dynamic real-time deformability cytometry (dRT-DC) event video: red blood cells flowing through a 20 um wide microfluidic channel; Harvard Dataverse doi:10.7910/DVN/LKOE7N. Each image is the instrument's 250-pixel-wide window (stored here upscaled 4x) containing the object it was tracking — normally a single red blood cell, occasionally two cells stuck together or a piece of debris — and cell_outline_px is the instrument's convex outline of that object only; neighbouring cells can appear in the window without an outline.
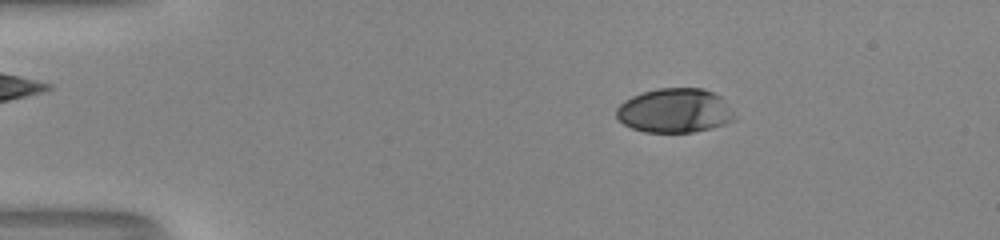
{"species": "human", "species_latin": "Homo sapiens", "temperature_condition": "room temperature", "stored_images_in_passage": 52, "camera_frame_rate_fps": 3000, "um_per_image_px": 0.085, "donor": {"sex": "male"}, "frame": {"image": 1, "passage_image": 9, "time_ms": 2.667, "image_size_px": [1000, 240], "cell_outline_px": [[736, 120], [712, 128], [692, 132], [644, 132], [632, 128], [624, 124], [616, 116], [616, 108], [624, 100], [632, 96], [656, 88], [704, 88], [720, 96], [724, 100], [736, 116]], "centroid_in_image_um": [57.36, 9.4], "position_along_channel_um": 27.6, "area_um2": 30.58}}
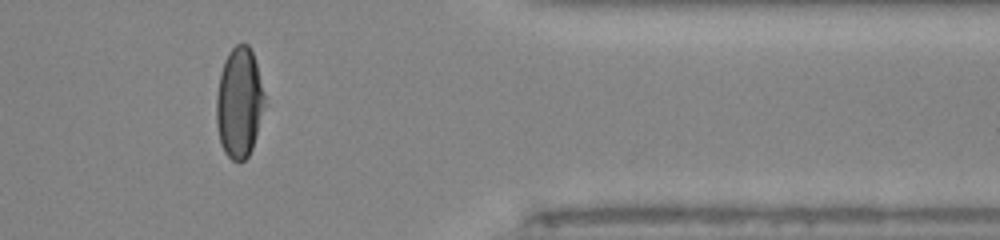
{"frame": {"image": 2, "passage_image": 43, "time_ms": 14.0, "image_size_px": [1000, 240], "cell_outline_px": [[268, 104], [252, 148], [248, 156], [244, 160], [232, 160], [224, 152], [220, 144], [216, 124], [216, 96], [220, 72], [224, 60], [228, 52], [236, 44], [248, 44], [252, 52], [256, 64]], "centroid_in_image_um": [20.35, 8.74], "position_along_channel_um": 391.0, "area_um2": 31.67}}
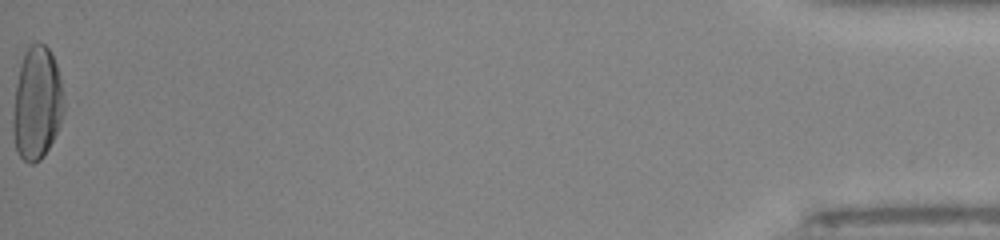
{"frame": {"image": 3, "passage_image": 52, "time_ms": 17.0, "image_size_px": [1000, 240], "cell_outline_px": [[64, 112], [60, 124], [44, 156], [40, 160], [32, 164], [28, 164], [16, 152], [12, 132], [12, 116], [16, 84], [20, 64], [24, 52], [32, 44], [44, 44], [48, 48], [56, 64], [60, 76], [64, 96]], "centroid_in_image_um": [3.13, 8.82], "position_along_channel_um": 432.1, "area_um2": 33.7}, "authors_computed_cell_mechanics": {"area_um2": 32.1079, "velocity_mm_per_s": 4.0798, "shape_relaxation_time_tau1_ms": 3.8912, "shape_relaxation_time_tau2_ms": 0.6995, "deformation_change_tau1": 0.189, "deformation_change_tau2": 0.0468}}